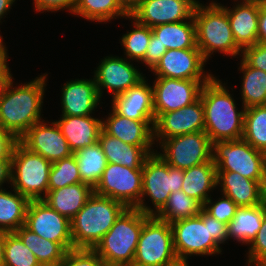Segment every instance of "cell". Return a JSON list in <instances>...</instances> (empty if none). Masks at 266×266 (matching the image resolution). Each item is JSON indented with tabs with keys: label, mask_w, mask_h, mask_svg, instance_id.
Here are the masks:
<instances>
[{
	"label": "cell",
	"mask_w": 266,
	"mask_h": 266,
	"mask_svg": "<svg viewBox=\"0 0 266 266\" xmlns=\"http://www.w3.org/2000/svg\"><path fill=\"white\" fill-rule=\"evenodd\" d=\"M99 144L108 163L121 164L132 169H142L145 159L155 153L154 146H134L107 134L103 129L99 135Z\"/></svg>",
	"instance_id": "cell-26"
},
{
	"label": "cell",
	"mask_w": 266,
	"mask_h": 266,
	"mask_svg": "<svg viewBox=\"0 0 266 266\" xmlns=\"http://www.w3.org/2000/svg\"><path fill=\"white\" fill-rule=\"evenodd\" d=\"M142 196L135 207L149 216H155L166 204L172 192L182 189L184 171L171 167L157 152L150 154L142 166ZM151 200L153 209L144 201Z\"/></svg>",
	"instance_id": "cell-7"
},
{
	"label": "cell",
	"mask_w": 266,
	"mask_h": 266,
	"mask_svg": "<svg viewBox=\"0 0 266 266\" xmlns=\"http://www.w3.org/2000/svg\"><path fill=\"white\" fill-rule=\"evenodd\" d=\"M167 51L165 46H162L158 42V37H156L153 33L151 35L149 45L147 47L146 54L144 59L141 61L145 66L150 69V71L156 66V64L160 61L163 54Z\"/></svg>",
	"instance_id": "cell-46"
},
{
	"label": "cell",
	"mask_w": 266,
	"mask_h": 266,
	"mask_svg": "<svg viewBox=\"0 0 266 266\" xmlns=\"http://www.w3.org/2000/svg\"><path fill=\"white\" fill-rule=\"evenodd\" d=\"M61 90L62 114L66 116L92 115L101 101L94 77L75 79L63 84Z\"/></svg>",
	"instance_id": "cell-21"
},
{
	"label": "cell",
	"mask_w": 266,
	"mask_h": 266,
	"mask_svg": "<svg viewBox=\"0 0 266 266\" xmlns=\"http://www.w3.org/2000/svg\"><path fill=\"white\" fill-rule=\"evenodd\" d=\"M82 182L77 161L70 157L52 163L49 172L48 191Z\"/></svg>",
	"instance_id": "cell-39"
},
{
	"label": "cell",
	"mask_w": 266,
	"mask_h": 266,
	"mask_svg": "<svg viewBox=\"0 0 266 266\" xmlns=\"http://www.w3.org/2000/svg\"><path fill=\"white\" fill-rule=\"evenodd\" d=\"M16 0H0V22L4 18V15H7V12H10L12 5Z\"/></svg>",
	"instance_id": "cell-52"
},
{
	"label": "cell",
	"mask_w": 266,
	"mask_h": 266,
	"mask_svg": "<svg viewBox=\"0 0 266 266\" xmlns=\"http://www.w3.org/2000/svg\"><path fill=\"white\" fill-rule=\"evenodd\" d=\"M12 167L11 160L0 159V190L4 189L3 184L10 183L11 185ZM7 181V182H6Z\"/></svg>",
	"instance_id": "cell-48"
},
{
	"label": "cell",
	"mask_w": 266,
	"mask_h": 266,
	"mask_svg": "<svg viewBox=\"0 0 266 266\" xmlns=\"http://www.w3.org/2000/svg\"><path fill=\"white\" fill-rule=\"evenodd\" d=\"M238 0H234L237 2ZM242 1V2H241ZM227 12L236 44L243 50L258 43V15L260 2L240 0L233 8L220 4Z\"/></svg>",
	"instance_id": "cell-22"
},
{
	"label": "cell",
	"mask_w": 266,
	"mask_h": 266,
	"mask_svg": "<svg viewBox=\"0 0 266 266\" xmlns=\"http://www.w3.org/2000/svg\"><path fill=\"white\" fill-rule=\"evenodd\" d=\"M198 0H141L131 14L139 23L152 28L176 23L193 17Z\"/></svg>",
	"instance_id": "cell-19"
},
{
	"label": "cell",
	"mask_w": 266,
	"mask_h": 266,
	"mask_svg": "<svg viewBox=\"0 0 266 266\" xmlns=\"http://www.w3.org/2000/svg\"><path fill=\"white\" fill-rule=\"evenodd\" d=\"M12 79L10 68L8 66H0V98Z\"/></svg>",
	"instance_id": "cell-50"
},
{
	"label": "cell",
	"mask_w": 266,
	"mask_h": 266,
	"mask_svg": "<svg viewBox=\"0 0 266 266\" xmlns=\"http://www.w3.org/2000/svg\"><path fill=\"white\" fill-rule=\"evenodd\" d=\"M105 263L93 249L74 248L66 252L59 266H104Z\"/></svg>",
	"instance_id": "cell-43"
},
{
	"label": "cell",
	"mask_w": 266,
	"mask_h": 266,
	"mask_svg": "<svg viewBox=\"0 0 266 266\" xmlns=\"http://www.w3.org/2000/svg\"><path fill=\"white\" fill-rule=\"evenodd\" d=\"M56 120L61 133L66 138L70 150L74 153L78 149L93 146L99 140L102 131V120L92 115L66 116L61 115Z\"/></svg>",
	"instance_id": "cell-24"
},
{
	"label": "cell",
	"mask_w": 266,
	"mask_h": 266,
	"mask_svg": "<svg viewBox=\"0 0 266 266\" xmlns=\"http://www.w3.org/2000/svg\"><path fill=\"white\" fill-rule=\"evenodd\" d=\"M157 154L171 167L181 170L212 160V142L205 131L164 139Z\"/></svg>",
	"instance_id": "cell-11"
},
{
	"label": "cell",
	"mask_w": 266,
	"mask_h": 266,
	"mask_svg": "<svg viewBox=\"0 0 266 266\" xmlns=\"http://www.w3.org/2000/svg\"><path fill=\"white\" fill-rule=\"evenodd\" d=\"M6 232L0 230V266H4Z\"/></svg>",
	"instance_id": "cell-54"
},
{
	"label": "cell",
	"mask_w": 266,
	"mask_h": 266,
	"mask_svg": "<svg viewBox=\"0 0 266 266\" xmlns=\"http://www.w3.org/2000/svg\"><path fill=\"white\" fill-rule=\"evenodd\" d=\"M127 60V58L111 55L104 57L98 64L93 77L100 99L104 89L115 97L146 78L130 60Z\"/></svg>",
	"instance_id": "cell-16"
},
{
	"label": "cell",
	"mask_w": 266,
	"mask_h": 266,
	"mask_svg": "<svg viewBox=\"0 0 266 266\" xmlns=\"http://www.w3.org/2000/svg\"><path fill=\"white\" fill-rule=\"evenodd\" d=\"M183 171L181 190L203 205L211 197L208 193L217 187V169L213 160Z\"/></svg>",
	"instance_id": "cell-28"
},
{
	"label": "cell",
	"mask_w": 266,
	"mask_h": 266,
	"mask_svg": "<svg viewBox=\"0 0 266 266\" xmlns=\"http://www.w3.org/2000/svg\"><path fill=\"white\" fill-rule=\"evenodd\" d=\"M74 14L99 23L109 22L118 17H125L127 20L129 16L116 0H77Z\"/></svg>",
	"instance_id": "cell-36"
},
{
	"label": "cell",
	"mask_w": 266,
	"mask_h": 266,
	"mask_svg": "<svg viewBox=\"0 0 266 266\" xmlns=\"http://www.w3.org/2000/svg\"><path fill=\"white\" fill-rule=\"evenodd\" d=\"M193 18L196 25V46L203 57L215 52L241 57L242 49L236 44L226 10L218 2L197 3Z\"/></svg>",
	"instance_id": "cell-5"
},
{
	"label": "cell",
	"mask_w": 266,
	"mask_h": 266,
	"mask_svg": "<svg viewBox=\"0 0 266 266\" xmlns=\"http://www.w3.org/2000/svg\"><path fill=\"white\" fill-rule=\"evenodd\" d=\"M142 169L107 163L94 193L120 201L127 208H135L142 196Z\"/></svg>",
	"instance_id": "cell-12"
},
{
	"label": "cell",
	"mask_w": 266,
	"mask_h": 266,
	"mask_svg": "<svg viewBox=\"0 0 266 266\" xmlns=\"http://www.w3.org/2000/svg\"><path fill=\"white\" fill-rule=\"evenodd\" d=\"M102 129L122 142L134 146H153L154 127L149 121L132 120L117 114L113 109L106 120H102Z\"/></svg>",
	"instance_id": "cell-23"
},
{
	"label": "cell",
	"mask_w": 266,
	"mask_h": 266,
	"mask_svg": "<svg viewBox=\"0 0 266 266\" xmlns=\"http://www.w3.org/2000/svg\"><path fill=\"white\" fill-rule=\"evenodd\" d=\"M217 186L239 207H253L265 202L261 181L247 179L237 172H217Z\"/></svg>",
	"instance_id": "cell-25"
},
{
	"label": "cell",
	"mask_w": 266,
	"mask_h": 266,
	"mask_svg": "<svg viewBox=\"0 0 266 266\" xmlns=\"http://www.w3.org/2000/svg\"><path fill=\"white\" fill-rule=\"evenodd\" d=\"M169 266H189V265H188V261L178 260L177 262Z\"/></svg>",
	"instance_id": "cell-56"
},
{
	"label": "cell",
	"mask_w": 266,
	"mask_h": 266,
	"mask_svg": "<svg viewBox=\"0 0 266 266\" xmlns=\"http://www.w3.org/2000/svg\"><path fill=\"white\" fill-rule=\"evenodd\" d=\"M173 245L178 260L189 256L222 254L220 244L229 240L227 224L207 214L203 209L198 216L170 223Z\"/></svg>",
	"instance_id": "cell-3"
},
{
	"label": "cell",
	"mask_w": 266,
	"mask_h": 266,
	"mask_svg": "<svg viewBox=\"0 0 266 266\" xmlns=\"http://www.w3.org/2000/svg\"><path fill=\"white\" fill-rule=\"evenodd\" d=\"M133 23V29L126 32L121 37V45H123L125 58L128 60H136L140 62L144 59V56L149 45V41L152 35V29L147 25L139 23L134 17L129 15L127 17Z\"/></svg>",
	"instance_id": "cell-38"
},
{
	"label": "cell",
	"mask_w": 266,
	"mask_h": 266,
	"mask_svg": "<svg viewBox=\"0 0 266 266\" xmlns=\"http://www.w3.org/2000/svg\"><path fill=\"white\" fill-rule=\"evenodd\" d=\"M14 233L34 253L41 266H59L66 255L67 251L59 243L40 237L25 225Z\"/></svg>",
	"instance_id": "cell-31"
},
{
	"label": "cell",
	"mask_w": 266,
	"mask_h": 266,
	"mask_svg": "<svg viewBox=\"0 0 266 266\" xmlns=\"http://www.w3.org/2000/svg\"><path fill=\"white\" fill-rule=\"evenodd\" d=\"M241 54L242 59L250 67L266 72V44L256 43L245 47Z\"/></svg>",
	"instance_id": "cell-44"
},
{
	"label": "cell",
	"mask_w": 266,
	"mask_h": 266,
	"mask_svg": "<svg viewBox=\"0 0 266 266\" xmlns=\"http://www.w3.org/2000/svg\"><path fill=\"white\" fill-rule=\"evenodd\" d=\"M218 201L213 202L210 197L204 204L203 210L215 219L228 224L236 214L237 206L229 197L221 194Z\"/></svg>",
	"instance_id": "cell-41"
},
{
	"label": "cell",
	"mask_w": 266,
	"mask_h": 266,
	"mask_svg": "<svg viewBox=\"0 0 266 266\" xmlns=\"http://www.w3.org/2000/svg\"><path fill=\"white\" fill-rule=\"evenodd\" d=\"M265 211L266 201L253 207H239L227 224L229 239L249 245L260 230Z\"/></svg>",
	"instance_id": "cell-29"
},
{
	"label": "cell",
	"mask_w": 266,
	"mask_h": 266,
	"mask_svg": "<svg viewBox=\"0 0 266 266\" xmlns=\"http://www.w3.org/2000/svg\"><path fill=\"white\" fill-rule=\"evenodd\" d=\"M203 205L187 196L182 190L172 192L164 207L155 215L161 221L172 223L181 219L198 216Z\"/></svg>",
	"instance_id": "cell-35"
},
{
	"label": "cell",
	"mask_w": 266,
	"mask_h": 266,
	"mask_svg": "<svg viewBox=\"0 0 266 266\" xmlns=\"http://www.w3.org/2000/svg\"><path fill=\"white\" fill-rule=\"evenodd\" d=\"M51 166V162L18 141L11 159V187L29 200H43L48 193Z\"/></svg>",
	"instance_id": "cell-8"
},
{
	"label": "cell",
	"mask_w": 266,
	"mask_h": 266,
	"mask_svg": "<svg viewBox=\"0 0 266 266\" xmlns=\"http://www.w3.org/2000/svg\"><path fill=\"white\" fill-rule=\"evenodd\" d=\"M104 266H125V265H108V264H105Z\"/></svg>",
	"instance_id": "cell-58"
},
{
	"label": "cell",
	"mask_w": 266,
	"mask_h": 266,
	"mask_svg": "<svg viewBox=\"0 0 266 266\" xmlns=\"http://www.w3.org/2000/svg\"><path fill=\"white\" fill-rule=\"evenodd\" d=\"M145 78L126 92L112 97V109L132 120L149 121L153 126V88Z\"/></svg>",
	"instance_id": "cell-20"
},
{
	"label": "cell",
	"mask_w": 266,
	"mask_h": 266,
	"mask_svg": "<svg viewBox=\"0 0 266 266\" xmlns=\"http://www.w3.org/2000/svg\"><path fill=\"white\" fill-rule=\"evenodd\" d=\"M158 42L170 49L198 48L194 18L176 23H166L151 28Z\"/></svg>",
	"instance_id": "cell-30"
},
{
	"label": "cell",
	"mask_w": 266,
	"mask_h": 266,
	"mask_svg": "<svg viewBox=\"0 0 266 266\" xmlns=\"http://www.w3.org/2000/svg\"><path fill=\"white\" fill-rule=\"evenodd\" d=\"M44 121L35 123L19 141L30 151L40 154L51 163L70 157L73 152L56 122L47 121V124Z\"/></svg>",
	"instance_id": "cell-18"
},
{
	"label": "cell",
	"mask_w": 266,
	"mask_h": 266,
	"mask_svg": "<svg viewBox=\"0 0 266 266\" xmlns=\"http://www.w3.org/2000/svg\"><path fill=\"white\" fill-rule=\"evenodd\" d=\"M247 265L266 266V211L260 230L248 247Z\"/></svg>",
	"instance_id": "cell-42"
},
{
	"label": "cell",
	"mask_w": 266,
	"mask_h": 266,
	"mask_svg": "<svg viewBox=\"0 0 266 266\" xmlns=\"http://www.w3.org/2000/svg\"><path fill=\"white\" fill-rule=\"evenodd\" d=\"M155 78L152 86L155 118L161 113L176 111L197 101L203 85L210 81Z\"/></svg>",
	"instance_id": "cell-14"
},
{
	"label": "cell",
	"mask_w": 266,
	"mask_h": 266,
	"mask_svg": "<svg viewBox=\"0 0 266 266\" xmlns=\"http://www.w3.org/2000/svg\"><path fill=\"white\" fill-rule=\"evenodd\" d=\"M258 43L266 44V12L262 8L258 15Z\"/></svg>",
	"instance_id": "cell-49"
},
{
	"label": "cell",
	"mask_w": 266,
	"mask_h": 266,
	"mask_svg": "<svg viewBox=\"0 0 266 266\" xmlns=\"http://www.w3.org/2000/svg\"><path fill=\"white\" fill-rule=\"evenodd\" d=\"M94 193L93 188L84 182L48 191L44 201L59 214L71 220Z\"/></svg>",
	"instance_id": "cell-27"
},
{
	"label": "cell",
	"mask_w": 266,
	"mask_h": 266,
	"mask_svg": "<svg viewBox=\"0 0 266 266\" xmlns=\"http://www.w3.org/2000/svg\"><path fill=\"white\" fill-rule=\"evenodd\" d=\"M149 215L126 208L93 249L105 264L132 266L144 221Z\"/></svg>",
	"instance_id": "cell-6"
},
{
	"label": "cell",
	"mask_w": 266,
	"mask_h": 266,
	"mask_svg": "<svg viewBox=\"0 0 266 266\" xmlns=\"http://www.w3.org/2000/svg\"><path fill=\"white\" fill-rule=\"evenodd\" d=\"M206 62L199 48L170 49L151 71L156 77L211 80L214 75L204 71Z\"/></svg>",
	"instance_id": "cell-15"
},
{
	"label": "cell",
	"mask_w": 266,
	"mask_h": 266,
	"mask_svg": "<svg viewBox=\"0 0 266 266\" xmlns=\"http://www.w3.org/2000/svg\"><path fill=\"white\" fill-rule=\"evenodd\" d=\"M80 172L81 181L94 188L107 166V159L99 142L78 149L73 153Z\"/></svg>",
	"instance_id": "cell-33"
},
{
	"label": "cell",
	"mask_w": 266,
	"mask_h": 266,
	"mask_svg": "<svg viewBox=\"0 0 266 266\" xmlns=\"http://www.w3.org/2000/svg\"><path fill=\"white\" fill-rule=\"evenodd\" d=\"M261 188H262V193L264 196V199L266 201V157L263 165V177L261 181Z\"/></svg>",
	"instance_id": "cell-55"
},
{
	"label": "cell",
	"mask_w": 266,
	"mask_h": 266,
	"mask_svg": "<svg viewBox=\"0 0 266 266\" xmlns=\"http://www.w3.org/2000/svg\"><path fill=\"white\" fill-rule=\"evenodd\" d=\"M14 191V193H13ZM30 200L16 190H0V230L11 233L25 225Z\"/></svg>",
	"instance_id": "cell-32"
},
{
	"label": "cell",
	"mask_w": 266,
	"mask_h": 266,
	"mask_svg": "<svg viewBox=\"0 0 266 266\" xmlns=\"http://www.w3.org/2000/svg\"><path fill=\"white\" fill-rule=\"evenodd\" d=\"M261 8L266 12V0L260 2Z\"/></svg>",
	"instance_id": "cell-57"
},
{
	"label": "cell",
	"mask_w": 266,
	"mask_h": 266,
	"mask_svg": "<svg viewBox=\"0 0 266 266\" xmlns=\"http://www.w3.org/2000/svg\"><path fill=\"white\" fill-rule=\"evenodd\" d=\"M39 76L15 88L12 79L0 98V128L18 140L35 123L42 121L47 73Z\"/></svg>",
	"instance_id": "cell-1"
},
{
	"label": "cell",
	"mask_w": 266,
	"mask_h": 266,
	"mask_svg": "<svg viewBox=\"0 0 266 266\" xmlns=\"http://www.w3.org/2000/svg\"><path fill=\"white\" fill-rule=\"evenodd\" d=\"M2 36L0 35V66H8L7 64V58L9 57L8 56V53H7V47L6 45H4L5 43H3V40H2Z\"/></svg>",
	"instance_id": "cell-53"
},
{
	"label": "cell",
	"mask_w": 266,
	"mask_h": 266,
	"mask_svg": "<svg viewBox=\"0 0 266 266\" xmlns=\"http://www.w3.org/2000/svg\"><path fill=\"white\" fill-rule=\"evenodd\" d=\"M266 153L244 139L212 143V160L217 172H237L247 179L262 181Z\"/></svg>",
	"instance_id": "cell-10"
},
{
	"label": "cell",
	"mask_w": 266,
	"mask_h": 266,
	"mask_svg": "<svg viewBox=\"0 0 266 266\" xmlns=\"http://www.w3.org/2000/svg\"><path fill=\"white\" fill-rule=\"evenodd\" d=\"M240 61L242 105L245 108L266 105V72L250 67L242 58Z\"/></svg>",
	"instance_id": "cell-34"
},
{
	"label": "cell",
	"mask_w": 266,
	"mask_h": 266,
	"mask_svg": "<svg viewBox=\"0 0 266 266\" xmlns=\"http://www.w3.org/2000/svg\"><path fill=\"white\" fill-rule=\"evenodd\" d=\"M4 266H41L34 253L14 233L6 232Z\"/></svg>",
	"instance_id": "cell-40"
},
{
	"label": "cell",
	"mask_w": 266,
	"mask_h": 266,
	"mask_svg": "<svg viewBox=\"0 0 266 266\" xmlns=\"http://www.w3.org/2000/svg\"><path fill=\"white\" fill-rule=\"evenodd\" d=\"M127 207L93 193L70 220L73 249H94Z\"/></svg>",
	"instance_id": "cell-4"
},
{
	"label": "cell",
	"mask_w": 266,
	"mask_h": 266,
	"mask_svg": "<svg viewBox=\"0 0 266 266\" xmlns=\"http://www.w3.org/2000/svg\"><path fill=\"white\" fill-rule=\"evenodd\" d=\"M225 85L214 76L203 85L200 93L204 131L212 143L238 140L243 135L245 107L242 105V110H238L236 100Z\"/></svg>",
	"instance_id": "cell-2"
},
{
	"label": "cell",
	"mask_w": 266,
	"mask_h": 266,
	"mask_svg": "<svg viewBox=\"0 0 266 266\" xmlns=\"http://www.w3.org/2000/svg\"><path fill=\"white\" fill-rule=\"evenodd\" d=\"M25 226L40 237L59 243L66 251L73 249L70 220L44 200H30Z\"/></svg>",
	"instance_id": "cell-13"
},
{
	"label": "cell",
	"mask_w": 266,
	"mask_h": 266,
	"mask_svg": "<svg viewBox=\"0 0 266 266\" xmlns=\"http://www.w3.org/2000/svg\"><path fill=\"white\" fill-rule=\"evenodd\" d=\"M154 141L204 131V108L201 98L179 110L161 113L155 118ZM157 139V140H156Z\"/></svg>",
	"instance_id": "cell-17"
},
{
	"label": "cell",
	"mask_w": 266,
	"mask_h": 266,
	"mask_svg": "<svg viewBox=\"0 0 266 266\" xmlns=\"http://www.w3.org/2000/svg\"><path fill=\"white\" fill-rule=\"evenodd\" d=\"M34 9L36 12H57L61 10H68L73 13L77 0H33Z\"/></svg>",
	"instance_id": "cell-45"
},
{
	"label": "cell",
	"mask_w": 266,
	"mask_h": 266,
	"mask_svg": "<svg viewBox=\"0 0 266 266\" xmlns=\"http://www.w3.org/2000/svg\"><path fill=\"white\" fill-rule=\"evenodd\" d=\"M18 141L12 133L0 128V159L11 160L14 146Z\"/></svg>",
	"instance_id": "cell-47"
},
{
	"label": "cell",
	"mask_w": 266,
	"mask_h": 266,
	"mask_svg": "<svg viewBox=\"0 0 266 266\" xmlns=\"http://www.w3.org/2000/svg\"><path fill=\"white\" fill-rule=\"evenodd\" d=\"M177 261L170 223L149 216L143 223L132 266H169Z\"/></svg>",
	"instance_id": "cell-9"
},
{
	"label": "cell",
	"mask_w": 266,
	"mask_h": 266,
	"mask_svg": "<svg viewBox=\"0 0 266 266\" xmlns=\"http://www.w3.org/2000/svg\"><path fill=\"white\" fill-rule=\"evenodd\" d=\"M119 6L128 14L131 15L139 6L141 0H116Z\"/></svg>",
	"instance_id": "cell-51"
},
{
	"label": "cell",
	"mask_w": 266,
	"mask_h": 266,
	"mask_svg": "<svg viewBox=\"0 0 266 266\" xmlns=\"http://www.w3.org/2000/svg\"><path fill=\"white\" fill-rule=\"evenodd\" d=\"M242 139L266 153V105L245 108Z\"/></svg>",
	"instance_id": "cell-37"
}]
</instances>
